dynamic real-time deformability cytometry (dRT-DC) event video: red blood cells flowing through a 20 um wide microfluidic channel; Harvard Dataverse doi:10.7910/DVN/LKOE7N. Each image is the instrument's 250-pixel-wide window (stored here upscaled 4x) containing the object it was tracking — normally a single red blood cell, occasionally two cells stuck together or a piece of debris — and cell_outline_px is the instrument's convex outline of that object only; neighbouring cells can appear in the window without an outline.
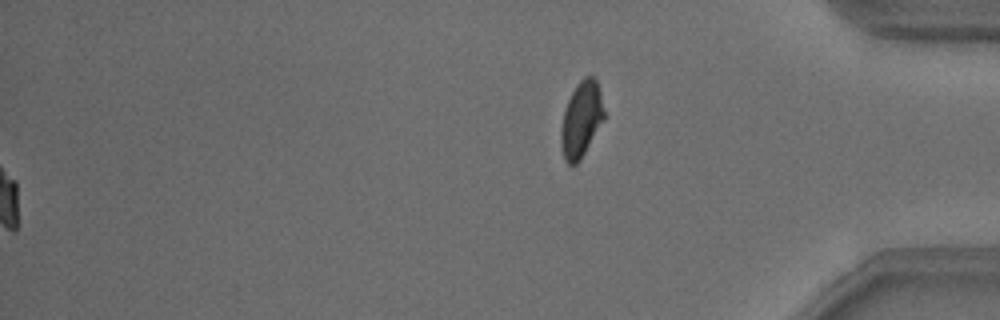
{"species": "common noctule bat (a hibernating species)", "species_latin": "Nyctalus noctula", "temperature_condition": "warm", "stored_images_in_passage": 54, "segment_of_instrument_passage": [2, 2], "camera_frame_rate_fps": 3000, "um_per_image_px": 0.085, "animal": {"sex": "male", "body_mass_g": 18.8}, "frame": {"image": 1, "passage_image": 54, "time_ms": 17.667, "image_size_px": [1000, 320], "cell_outline_px": [[604, 120], [580, 160], [576, 164], [568, 164], [564, 160], [560, 144], [560, 128], [564, 112], [568, 100], [576, 84], [584, 76], [592, 76], [596, 80], [600, 92], [604, 112]], "centroid_in_image_um": [49.39, 10.16], "position_along_channel_um": 385.8, "area_um2": 18.96}}